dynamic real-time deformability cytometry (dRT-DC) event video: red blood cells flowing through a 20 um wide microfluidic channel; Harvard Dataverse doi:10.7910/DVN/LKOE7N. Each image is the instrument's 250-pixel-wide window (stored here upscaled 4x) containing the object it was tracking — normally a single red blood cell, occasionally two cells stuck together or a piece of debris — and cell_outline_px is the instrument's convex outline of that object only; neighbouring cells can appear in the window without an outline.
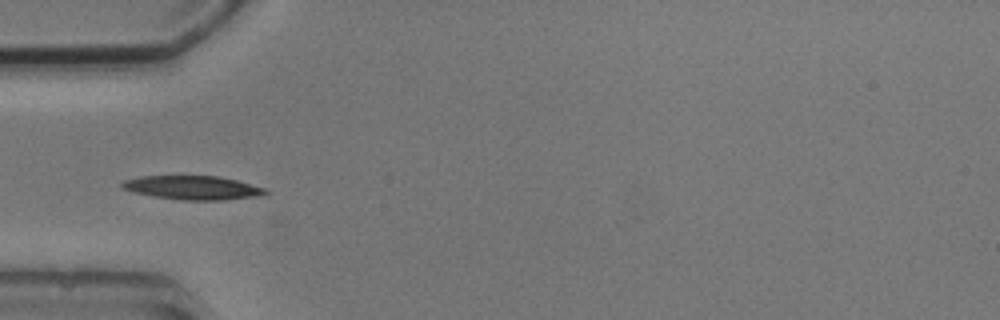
{"species": "common noctule bat (a hibernating species)", "species_latin": "Nyctalus noctula", "temperature_condition": "cold", "stored_images_in_passage": 7, "camera_frame_rate_fps": 3000, "um_per_image_px": 0.085, "animal": {"sex": "male", "body_mass_g": 20.5, "forearm_length_mm": 52.5}, "frame": {"image": 1, "passage_image": 5, "time_ms": 4.333, "image_size_px": [1000, 320], "cell_outline_px": [[268, 192], [256, 196], [224, 200], [184, 200], [152, 196], [120, 188], [120, 184], [124, 180], [140, 176], [216, 176], [236, 180], [264, 188]], "centroid_in_image_um": [16.32, 15.95], "position_along_channel_um": 68.7, "area_um2": 19.65}}